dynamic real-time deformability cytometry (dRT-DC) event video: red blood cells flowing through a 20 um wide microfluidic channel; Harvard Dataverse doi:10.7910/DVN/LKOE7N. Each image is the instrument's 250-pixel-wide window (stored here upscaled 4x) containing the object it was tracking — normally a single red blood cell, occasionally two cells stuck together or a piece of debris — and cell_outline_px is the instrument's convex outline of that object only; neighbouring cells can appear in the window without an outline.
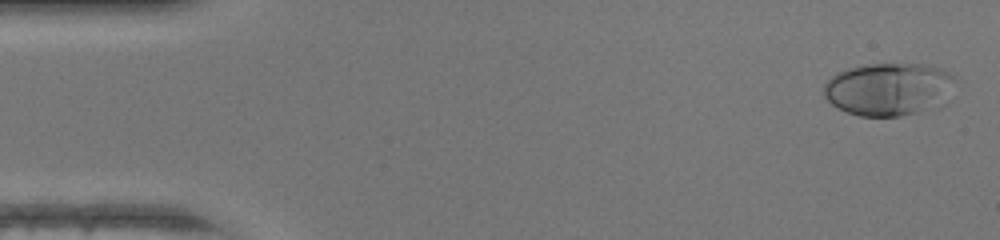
{"species": "human", "species_latin": "Homo sapiens", "temperature_condition": "warm", "stored_images_in_passage": 47, "camera_frame_rate_fps": 3000, "um_per_image_px": 0.085, "donor": {"sex": "female"}, "frame": {"image": 1, "passage_image": 2, "time_ms": 0.333, "image_size_px": [1000, 240], "cell_outline_px": [[956, 80], [928, 108], [920, 112], [900, 116], [860, 116], [836, 108], [824, 96], [824, 84], [836, 72], [848, 68], [864, 64], [924, 64], [940, 68], [956, 76]], "centroid_in_image_um": [75.4, 7.55], "position_along_channel_um": 9.6, "area_um2": 39.48}}
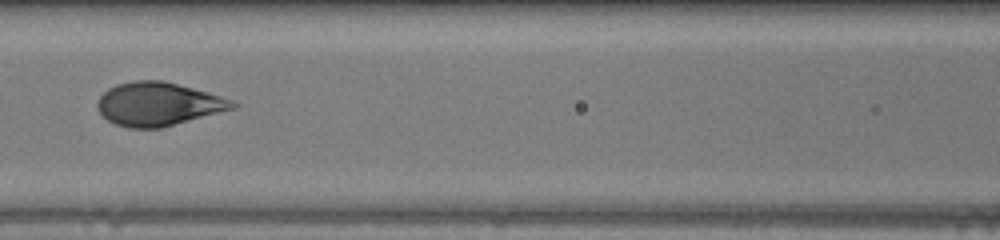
{"frame": {"image": 2, "passage_image": 21, "time_ms": 6.667, "image_size_px": [1000, 240], "cell_outline_px": [[240, 104], [236, 108], [160, 128], [128, 128], [116, 124], [108, 120], [96, 108], [96, 104], [100, 96], [108, 88], [116, 84], [136, 80], [164, 80], [208, 92], [232, 100]], "centroid_in_image_um": [13.45, 8.84], "position_along_channel_um": 153.1, "area_um2": 34.22}}
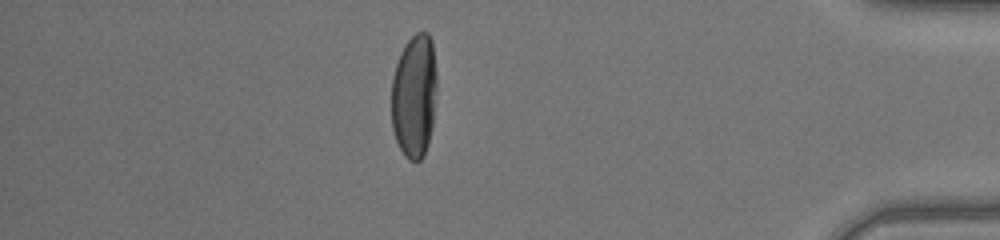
{"frame": {"image": 3, "passage_image": 41, "time_ms": 13.333, "image_size_px": [1000, 240], "cell_outline_px": [[436, 88], [432, 128], [428, 144], [424, 156], [420, 160], [408, 160], [404, 156], [396, 140], [392, 128], [392, 76], [400, 52], [404, 44], [416, 32], [428, 32], [432, 40], [436, 72]], "centroid_in_image_um": [35.21, 8.14], "position_along_channel_um": 400.0, "area_um2": 33.0}, "authors_computed_cell_mechanics": {"area_um2": 35.0268, "velocity_mm_per_s": 4.3691, "shape_relaxation_time_tau1_ms": 3.922, "shape_relaxation_time_tau2_ms": null, "deformation_change_tau1": 0.2093, "deformation_change_tau2": null}}